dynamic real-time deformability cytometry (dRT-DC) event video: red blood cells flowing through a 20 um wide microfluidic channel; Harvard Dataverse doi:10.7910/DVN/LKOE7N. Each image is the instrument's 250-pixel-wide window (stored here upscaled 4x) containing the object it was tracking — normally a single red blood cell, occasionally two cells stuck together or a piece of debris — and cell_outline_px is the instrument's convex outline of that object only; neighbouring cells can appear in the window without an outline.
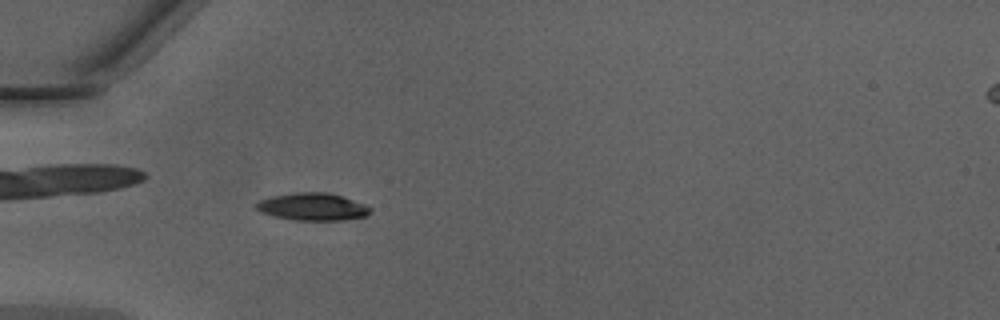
{"species": "Egyptian fruit bat (a non-hibernating species)", "species_latin": "Rousettus aegyptiacus", "temperature_condition": "warm", "stored_images_in_passage": 38, "camera_frame_rate_fps": 3000, "um_per_image_px": 0.085, "animal": {"sex": "male"}, "frame": {"image": 1, "passage_image": 5, "time_ms": 1.333, "image_size_px": [1000, 320], "cell_outline_px": [[372, 212], [364, 216], [344, 220], [296, 220], [276, 216], [260, 212], [256, 208], [256, 204], [260, 200], [272, 196], [296, 192], [328, 192], [364, 204], [372, 208]], "centroid_in_image_um": [26.58, 17.57], "position_along_channel_um": 58.4, "area_um2": 18.03}}
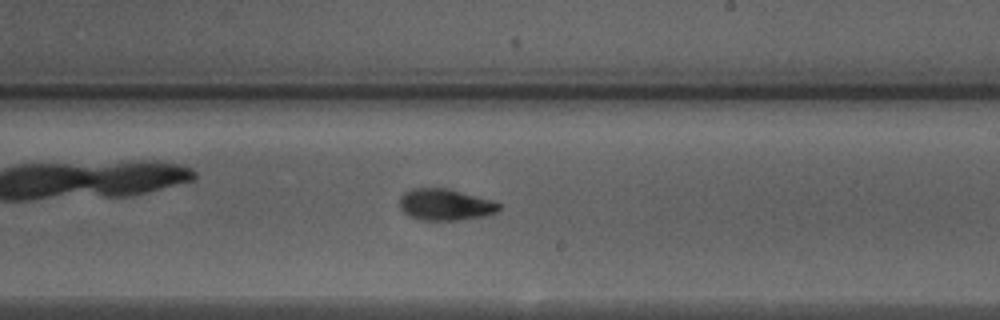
{"frame": {"image": 2, "passage_image": 19, "time_ms": 6.0, "image_size_px": [1000, 320], "cell_outline_px": [[500, 208], [496, 212], [484, 216], [460, 220], [420, 220], [408, 216], [400, 208], [400, 196], [404, 192], [412, 188], [448, 188], [496, 200], [500, 204]], "centroid_in_image_um": [37.86, 17.38], "position_along_channel_um": 251.1, "area_um2": 18.55}}
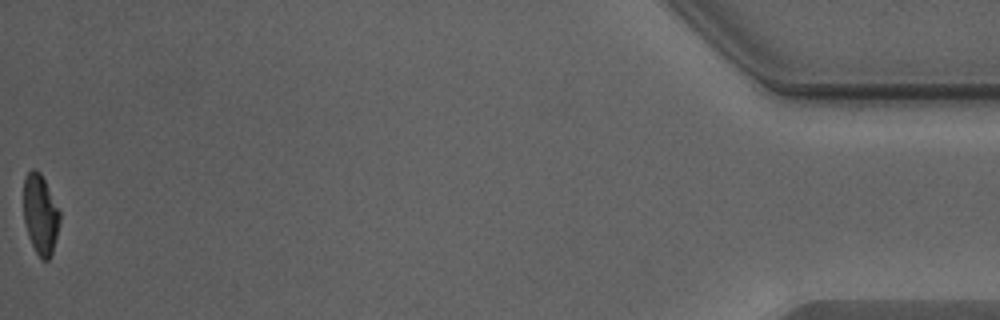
{"frame": {"image": 3, "passage_image": 38, "time_ms": 12.333, "image_size_px": [1000, 320], "cell_outline_px": [[60, 220], [52, 256], [48, 260], [40, 260], [28, 236], [24, 224], [24, 176], [32, 168], [40, 172], [60, 212]], "centroid_in_image_um": [3.43, 18.26], "position_along_channel_um": 431.8, "area_um2": 16.88}, "authors_computed_cell_mechanics": {"area_um2": 18.0336, "velocity_mm_per_s": 4.3088, "shape_relaxation_time_tau1_ms": 2.7516, "shape_relaxation_time_tau2_ms": 3.5172, "deformation_change_tau1": 0.1521, "deformation_change_tau2": 0.1086}}